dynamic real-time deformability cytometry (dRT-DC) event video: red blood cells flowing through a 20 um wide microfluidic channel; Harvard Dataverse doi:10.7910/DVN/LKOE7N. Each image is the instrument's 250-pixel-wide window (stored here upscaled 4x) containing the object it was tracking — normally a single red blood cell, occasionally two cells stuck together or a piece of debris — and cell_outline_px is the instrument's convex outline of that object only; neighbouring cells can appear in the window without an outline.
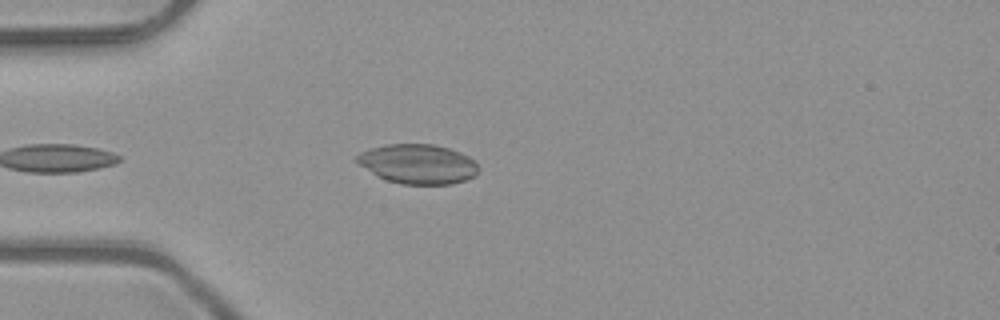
{"species": "common noctule bat (a hibernating species)", "species_latin": "Nyctalus noctula", "temperature_condition": "room temperature", "stored_images_in_passage": 4, "camera_frame_rate_fps": 3000, "um_per_image_px": 0.085, "animal": {"sex": "male", "body_mass_g": 23.1, "forearm_length_mm": 52.7}, "frame": {"image": 1, "passage_image": 4, "time_ms": 1.0, "image_size_px": [1000, 320], "cell_outline_px": [[480, 168], [472, 176], [464, 180], [452, 184], [400, 184], [376, 176], [360, 164], [356, 160], [356, 156], [360, 152], [384, 144], [432, 144], [448, 148], [460, 152], [476, 160]], "centroid_in_image_um": [35.53, 13.93], "position_along_channel_um": 49.5, "area_um2": 27.98}}